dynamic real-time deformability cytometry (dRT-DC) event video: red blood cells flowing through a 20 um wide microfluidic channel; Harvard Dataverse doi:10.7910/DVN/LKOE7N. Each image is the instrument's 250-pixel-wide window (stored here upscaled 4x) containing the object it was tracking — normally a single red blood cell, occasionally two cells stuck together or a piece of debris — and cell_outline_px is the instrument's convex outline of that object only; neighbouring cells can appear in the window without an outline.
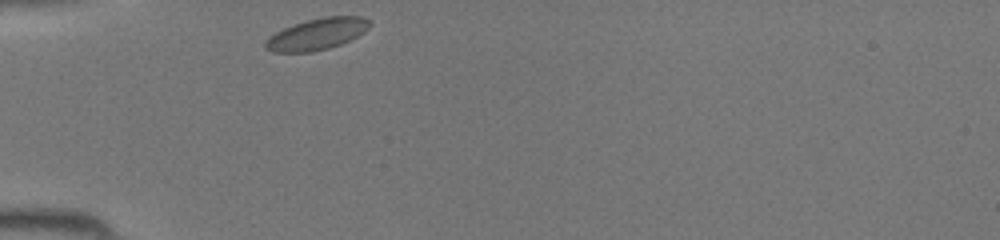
{"species": "common noctule bat (a hibernating species)", "species_latin": "Nyctalus noctula", "temperature_condition": "room temperature", "stored_images_in_passage": 25, "camera_frame_rate_fps": 3000, "um_per_image_px": 0.085, "animal": {"sex": "female", "body_mass_g": 19.5, "forearm_length_mm": 54.1}, "frame": {"image": 1, "passage_image": 1, "time_ms": 0.0, "image_size_px": [1000, 240], "cell_outline_px": [[372, 24], [364, 32], [340, 44], [328, 48], [312, 52], [272, 52], [264, 48], [264, 40], [268, 36], [284, 28], [308, 20], [324, 16], [360, 16], [368, 20]], "centroid_in_image_um": [26.9, 2.9], "position_along_channel_um": 58.1, "area_um2": 19.02}}
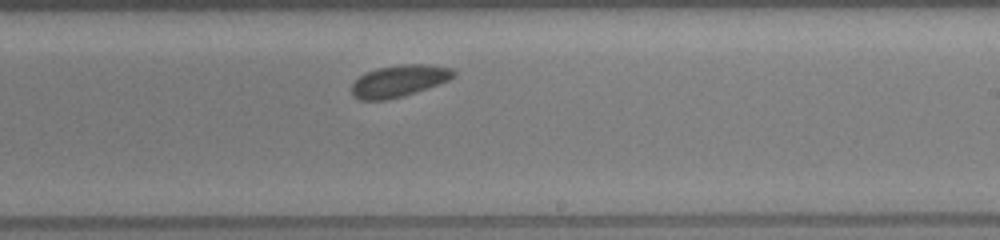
{"frame": {"image": 2, "passage_image": 15, "time_ms": 4.667, "image_size_px": [1000, 240], "cell_outline_px": [[456, 76], [448, 80], [404, 96], [384, 100], [360, 100], [352, 96], [352, 84], [364, 72], [376, 68], [404, 64], [424, 64], [452, 68], [456, 72]], "centroid_in_image_um": [33.9, 6.87], "position_along_channel_um": 255.1, "area_um2": 18.84}}
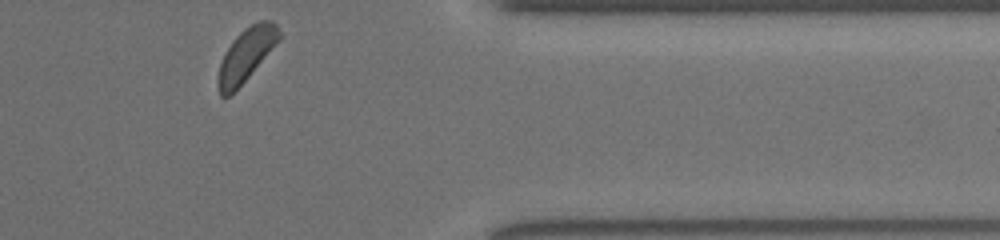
{"frame": {"image": 3, "passage_image": 25, "time_ms": 8.0, "image_size_px": [1000, 240], "cell_outline_px": [[280, 40], [248, 76], [228, 96], [220, 96], [216, 80], [220, 64], [224, 52], [232, 40], [244, 28], [260, 20], [272, 20], [276, 24], [280, 32]], "centroid_in_image_um": [20.91, 4.62], "position_along_channel_um": 390.5, "area_um2": 18.61}}